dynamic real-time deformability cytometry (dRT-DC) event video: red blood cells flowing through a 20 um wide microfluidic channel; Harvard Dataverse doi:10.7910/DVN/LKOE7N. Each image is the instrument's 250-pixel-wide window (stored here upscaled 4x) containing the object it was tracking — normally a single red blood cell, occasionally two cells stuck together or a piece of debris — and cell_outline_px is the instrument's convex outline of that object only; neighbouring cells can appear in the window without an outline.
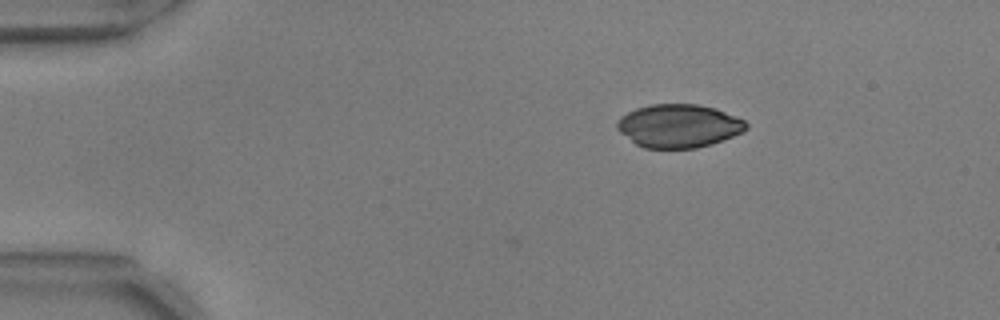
{"species": "common noctule bat (a hibernating species)", "species_latin": "Nyctalus noctula", "temperature_condition": "warm", "stored_images_in_passage": 47, "camera_frame_rate_fps": 3000, "um_per_image_px": 0.085, "animal": {"sex": "male", "body_mass_g": 17.9, "forearm_length_mm": 54.2}, "frame": {"image": 1, "passage_image": 1, "time_ms": 0.0, "image_size_px": [1000, 320], "cell_outline_px": [[748, 128], [744, 132], [712, 144], [696, 148], [644, 148], [636, 144], [620, 132], [616, 128], [616, 120], [620, 116], [636, 108], [652, 104], [696, 104], [716, 108], [736, 116], [744, 120], [748, 124]], "centroid_in_image_um": [57.7, 10.7], "position_along_channel_um": 27.3, "area_um2": 32.77}}